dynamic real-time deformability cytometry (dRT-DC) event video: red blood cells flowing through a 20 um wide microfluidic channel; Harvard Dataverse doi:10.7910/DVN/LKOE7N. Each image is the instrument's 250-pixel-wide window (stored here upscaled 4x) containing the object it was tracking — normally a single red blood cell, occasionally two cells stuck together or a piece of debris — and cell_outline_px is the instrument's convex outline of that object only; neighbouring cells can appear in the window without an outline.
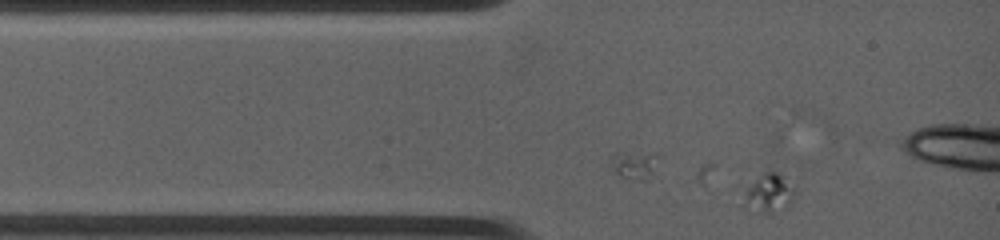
{"species": "common noctule bat (a hibernating species)", "species_latin": "Nyctalus noctula", "temperature_condition": "warm", "stored_images_in_passage": 14, "camera_frame_rate_fps": 4500, "um_per_image_px": 0.085, "animal": {"sex": "female", "body_mass_g": 19.0, "forearm_length_mm": 53.3}, "frame": {"image": 1, "passage_image": 2, "time_ms": 0.889, "image_size_px": [1000, 240], "cell_outline_px": [[796, 192], [792, 204], [772, 212], [756, 212], [740, 208], [748, 188], [764, 172], [772, 168], [784, 176], [796, 188]], "centroid_in_image_um": [65.38, 16.42], "position_along_channel_um": 19.6, "area_um2": 11.79}}